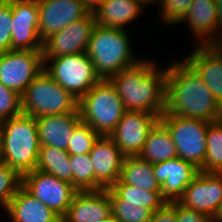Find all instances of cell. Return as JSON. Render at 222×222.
I'll return each instance as SVG.
<instances>
[{"instance_id":"obj_5","label":"cell","mask_w":222,"mask_h":222,"mask_svg":"<svg viewBox=\"0 0 222 222\" xmlns=\"http://www.w3.org/2000/svg\"><path fill=\"white\" fill-rule=\"evenodd\" d=\"M78 111L81 121L102 136H110L126 112L109 79H101L78 100Z\"/></svg>"},{"instance_id":"obj_35","label":"cell","mask_w":222,"mask_h":222,"mask_svg":"<svg viewBox=\"0 0 222 222\" xmlns=\"http://www.w3.org/2000/svg\"><path fill=\"white\" fill-rule=\"evenodd\" d=\"M11 0H0V53L11 50Z\"/></svg>"},{"instance_id":"obj_13","label":"cell","mask_w":222,"mask_h":222,"mask_svg":"<svg viewBox=\"0 0 222 222\" xmlns=\"http://www.w3.org/2000/svg\"><path fill=\"white\" fill-rule=\"evenodd\" d=\"M159 120L160 117L154 113L126 111L110 137L125 156H137Z\"/></svg>"},{"instance_id":"obj_3","label":"cell","mask_w":222,"mask_h":222,"mask_svg":"<svg viewBox=\"0 0 222 222\" xmlns=\"http://www.w3.org/2000/svg\"><path fill=\"white\" fill-rule=\"evenodd\" d=\"M41 148L34 117L19 114L5 119L0 140V161L21 177L36 169Z\"/></svg>"},{"instance_id":"obj_33","label":"cell","mask_w":222,"mask_h":222,"mask_svg":"<svg viewBox=\"0 0 222 222\" xmlns=\"http://www.w3.org/2000/svg\"><path fill=\"white\" fill-rule=\"evenodd\" d=\"M112 215L121 222H149L152 212L132 204H111Z\"/></svg>"},{"instance_id":"obj_22","label":"cell","mask_w":222,"mask_h":222,"mask_svg":"<svg viewBox=\"0 0 222 222\" xmlns=\"http://www.w3.org/2000/svg\"><path fill=\"white\" fill-rule=\"evenodd\" d=\"M6 213L12 222H61V217L22 185L9 202Z\"/></svg>"},{"instance_id":"obj_21","label":"cell","mask_w":222,"mask_h":222,"mask_svg":"<svg viewBox=\"0 0 222 222\" xmlns=\"http://www.w3.org/2000/svg\"><path fill=\"white\" fill-rule=\"evenodd\" d=\"M41 146L67 151L73 130L81 122L79 112L35 118Z\"/></svg>"},{"instance_id":"obj_8","label":"cell","mask_w":222,"mask_h":222,"mask_svg":"<svg viewBox=\"0 0 222 222\" xmlns=\"http://www.w3.org/2000/svg\"><path fill=\"white\" fill-rule=\"evenodd\" d=\"M160 121L171 133L178 157L200 169L206 156V134L211 122L188 119L167 112L160 116Z\"/></svg>"},{"instance_id":"obj_31","label":"cell","mask_w":222,"mask_h":222,"mask_svg":"<svg viewBox=\"0 0 222 222\" xmlns=\"http://www.w3.org/2000/svg\"><path fill=\"white\" fill-rule=\"evenodd\" d=\"M22 185V177L5 162L0 161V206L7 210L9 202Z\"/></svg>"},{"instance_id":"obj_28","label":"cell","mask_w":222,"mask_h":222,"mask_svg":"<svg viewBox=\"0 0 222 222\" xmlns=\"http://www.w3.org/2000/svg\"><path fill=\"white\" fill-rule=\"evenodd\" d=\"M206 146L204 164L199 171L222 173V119L208 125Z\"/></svg>"},{"instance_id":"obj_9","label":"cell","mask_w":222,"mask_h":222,"mask_svg":"<svg viewBox=\"0 0 222 222\" xmlns=\"http://www.w3.org/2000/svg\"><path fill=\"white\" fill-rule=\"evenodd\" d=\"M43 69L42 51L10 50L0 53V82L19 95Z\"/></svg>"},{"instance_id":"obj_38","label":"cell","mask_w":222,"mask_h":222,"mask_svg":"<svg viewBox=\"0 0 222 222\" xmlns=\"http://www.w3.org/2000/svg\"><path fill=\"white\" fill-rule=\"evenodd\" d=\"M219 14V41L222 40V0H215Z\"/></svg>"},{"instance_id":"obj_15","label":"cell","mask_w":222,"mask_h":222,"mask_svg":"<svg viewBox=\"0 0 222 222\" xmlns=\"http://www.w3.org/2000/svg\"><path fill=\"white\" fill-rule=\"evenodd\" d=\"M11 50L42 51L37 0H11Z\"/></svg>"},{"instance_id":"obj_41","label":"cell","mask_w":222,"mask_h":222,"mask_svg":"<svg viewBox=\"0 0 222 222\" xmlns=\"http://www.w3.org/2000/svg\"><path fill=\"white\" fill-rule=\"evenodd\" d=\"M213 222H222V203L220 205V208H219L217 214L213 218Z\"/></svg>"},{"instance_id":"obj_42","label":"cell","mask_w":222,"mask_h":222,"mask_svg":"<svg viewBox=\"0 0 222 222\" xmlns=\"http://www.w3.org/2000/svg\"><path fill=\"white\" fill-rule=\"evenodd\" d=\"M102 222H121V221L117 219L116 217H114L113 215H110L107 219H105Z\"/></svg>"},{"instance_id":"obj_36","label":"cell","mask_w":222,"mask_h":222,"mask_svg":"<svg viewBox=\"0 0 222 222\" xmlns=\"http://www.w3.org/2000/svg\"><path fill=\"white\" fill-rule=\"evenodd\" d=\"M176 222H213V219L176 201Z\"/></svg>"},{"instance_id":"obj_39","label":"cell","mask_w":222,"mask_h":222,"mask_svg":"<svg viewBox=\"0 0 222 222\" xmlns=\"http://www.w3.org/2000/svg\"><path fill=\"white\" fill-rule=\"evenodd\" d=\"M222 57V40L209 44Z\"/></svg>"},{"instance_id":"obj_2","label":"cell","mask_w":222,"mask_h":222,"mask_svg":"<svg viewBox=\"0 0 222 222\" xmlns=\"http://www.w3.org/2000/svg\"><path fill=\"white\" fill-rule=\"evenodd\" d=\"M154 62L142 59L109 79L126 111H143L159 117L165 112L167 67L159 69Z\"/></svg>"},{"instance_id":"obj_14","label":"cell","mask_w":222,"mask_h":222,"mask_svg":"<svg viewBox=\"0 0 222 222\" xmlns=\"http://www.w3.org/2000/svg\"><path fill=\"white\" fill-rule=\"evenodd\" d=\"M177 201L213 219L222 203V173L199 171Z\"/></svg>"},{"instance_id":"obj_44","label":"cell","mask_w":222,"mask_h":222,"mask_svg":"<svg viewBox=\"0 0 222 222\" xmlns=\"http://www.w3.org/2000/svg\"><path fill=\"white\" fill-rule=\"evenodd\" d=\"M3 119L0 118V140H1V134H2V126H3Z\"/></svg>"},{"instance_id":"obj_12","label":"cell","mask_w":222,"mask_h":222,"mask_svg":"<svg viewBox=\"0 0 222 222\" xmlns=\"http://www.w3.org/2000/svg\"><path fill=\"white\" fill-rule=\"evenodd\" d=\"M95 25L96 18L93 11L86 17L73 21L43 42V58H56L86 52Z\"/></svg>"},{"instance_id":"obj_11","label":"cell","mask_w":222,"mask_h":222,"mask_svg":"<svg viewBox=\"0 0 222 222\" xmlns=\"http://www.w3.org/2000/svg\"><path fill=\"white\" fill-rule=\"evenodd\" d=\"M37 5L42 42L92 11L84 0H38Z\"/></svg>"},{"instance_id":"obj_6","label":"cell","mask_w":222,"mask_h":222,"mask_svg":"<svg viewBox=\"0 0 222 222\" xmlns=\"http://www.w3.org/2000/svg\"><path fill=\"white\" fill-rule=\"evenodd\" d=\"M22 113L34 118L78 111V99L43 69L21 95Z\"/></svg>"},{"instance_id":"obj_37","label":"cell","mask_w":222,"mask_h":222,"mask_svg":"<svg viewBox=\"0 0 222 222\" xmlns=\"http://www.w3.org/2000/svg\"><path fill=\"white\" fill-rule=\"evenodd\" d=\"M149 222H176V201L165 202L152 213Z\"/></svg>"},{"instance_id":"obj_43","label":"cell","mask_w":222,"mask_h":222,"mask_svg":"<svg viewBox=\"0 0 222 222\" xmlns=\"http://www.w3.org/2000/svg\"><path fill=\"white\" fill-rule=\"evenodd\" d=\"M138 1H140L142 4H144L146 8H147V6H149V4H153V3L157 2V0H138Z\"/></svg>"},{"instance_id":"obj_16","label":"cell","mask_w":222,"mask_h":222,"mask_svg":"<svg viewBox=\"0 0 222 222\" xmlns=\"http://www.w3.org/2000/svg\"><path fill=\"white\" fill-rule=\"evenodd\" d=\"M88 154L95 172V191L110 188L119 180L125 155L110 136L102 135Z\"/></svg>"},{"instance_id":"obj_34","label":"cell","mask_w":222,"mask_h":222,"mask_svg":"<svg viewBox=\"0 0 222 222\" xmlns=\"http://www.w3.org/2000/svg\"><path fill=\"white\" fill-rule=\"evenodd\" d=\"M21 113V95L0 82V118L5 120Z\"/></svg>"},{"instance_id":"obj_18","label":"cell","mask_w":222,"mask_h":222,"mask_svg":"<svg viewBox=\"0 0 222 222\" xmlns=\"http://www.w3.org/2000/svg\"><path fill=\"white\" fill-rule=\"evenodd\" d=\"M181 23L189 26L197 40L195 45H209L219 41V14L215 0H193L179 25Z\"/></svg>"},{"instance_id":"obj_20","label":"cell","mask_w":222,"mask_h":222,"mask_svg":"<svg viewBox=\"0 0 222 222\" xmlns=\"http://www.w3.org/2000/svg\"><path fill=\"white\" fill-rule=\"evenodd\" d=\"M184 60L199 74L222 106V57L210 45H197Z\"/></svg>"},{"instance_id":"obj_23","label":"cell","mask_w":222,"mask_h":222,"mask_svg":"<svg viewBox=\"0 0 222 222\" xmlns=\"http://www.w3.org/2000/svg\"><path fill=\"white\" fill-rule=\"evenodd\" d=\"M144 6L138 0H103L92 11L97 25L126 29L125 25L142 16Z\"/></svg>"},{"instance_id":"obj_19","label":"cell","mask_w":222,"mask_h":222,"mask_svg":"<svg viewBox=\"0 0 222 222\" xmlns=\"http://www.w3.org/2000/svg\"><path fill=\"white\" fill-rule=\"evenodd\" d=\"M112 215L108 188L78 191L61 222H102Z\"/></svg>"},{"instance_id":"obj_1","label":"cell","mask_w":222,"mask_h":222,"mask_svg":"<svg viewBox=\"0 0 222 222\" xmlns=\"http://www.w3.org/2000/svg\"><path fill=\"white\" fill-rule=\"evenodd\" d=\"M167 66L165 112L207 122L222 119V106L184 59Z\"/></svg>"},{"instance_id":"obj_27","label":"cell","mask_w":222,"mask_h":222,"mask_svg":"<svg viewBox=\"0 0 222 222\" xmlns=\"http://www.w3.org/2000/svg\"><path fill=\"white\" fill-rule=\"evenodd\" d=\"M36 169L73 185L72 165L67 151L52 146H41Z\"/></svg>"},{"instance_id":"obj_7","label":"cell","mask_w":222,"mask_h":222,"mask_svg":"<svg viewBox=\"0 0 222 222\" xmlns=\"http://www.w3.org/2000/svg\"><path fill=\"white\" fill-rule=\"evenodd\" d=\"M43 62L51 78L78 100L101 80L86 52L43 58Z\"/></svg>"},{"instance_id":"obj_40","label":"cell","mask_w":222,"mask_h":222,"mask_svg":"<svg viewBox=\"0 0 222 222\" xmlns=\"http://www.w3.org/2000/svg\"><path fill=\"white\" fill-rule=\"evenodd\" d=\"M86 5L93 10L103 0H84Z\"/></svg>"},{"instance_id":"obj_30","label":"cell","mask_w":222,"mask_h":222,"mask_svg":"<svg viewBox=\"0 0 222 222\" xmlns=\"http://www.w3.org/2000/svg\"><path fill=\"white\" fill-rule=\"evenodd\" d=\"M100 135L88 124L80 122L73 130L67 147L69 155L88 154Z\"/></svg>"},{"instance_id":"obj_25","label":"cell","mask_w":222,"mask_h":222,"mask_svg":"<svg viewBox=\"0 0 222 222\" xmlns=\"http://www.w3.org/2000/svg\"><path fill=\"white\" fill-rule=\"evenodd\" d=\"M108 194L111 204H132L137 207L149 209L152 213L160 208L165 202L161 192L144 191L143 189L116 181Z\"/></svg>"},{"instance_id":"obj_4","label":"cell","mask_w":222,"mask_h":222,"mask_svg":"<svg viewBox=\"0 0 222 222\" xmlns=\"http://www.w3.org/2000/svg\"><path fill=\"white\" fill-rule=\"evenodd\" d=\"M130 40L126 29L95 25L86 54L100 79H110L142 60L133 55Z\"/></svg>"},{"instance_id":"obj_26","label":"cell","mask_w":222,"mask_h":222,"mask_svg":"<svg viewBox=\"0 0 222 222\" xmlns=\"http://www.w3.org/2000/svg\"><path fill=\"white\" fill-rule=\"evenodd\" d=\"M139 156L152 164L178 157L171 133L160 120L150 130Z\"/></svg>"},{"instance_id":"obj_17","label":"cell","mask_w":222,"mask_h":222,"mask_svg":"<svg viewBox=\"0 0 222 222\" xmlns=\"http://www.w3.org/2000/svg\"><path fill=\"white\" fill-rule=\"evenodd\" d=\"M153 172L161 185L162 197L171 202L177 201L183 195L199 169L177 157L153 164Z\"/></svg>"},{"instance_id":"obj_24","label":"cell","mask_w":222,"mask_h":222,"mask_svg":"<svg viewBox=\"0 0 222 222\" xmlns=\"http://www.w3.org/2000/svg\"><path fill=\"white\" fill-rule=\"evenodd\" d=\"M119 180L144 191L161 192V185L154 176L153 164L137 156H125Z\"/></svg>"},{"instance_id":"obj_29","label":"cell","mask_w":222,"mask_h":222,"mask_svg":"<svg viewBox=\"0 0 222 222\" xmlns=\"http://www.w3.org/2000/svg\"><path fill=\"white\" fill-rule=\"evenodd\" d=\"M73 186L78 191H95V172L89 154L70 155Z\"/></svg>"},{"instance_id":"obj_10","label":"cell","mask_w":222,"mask_h":222,"mask_svg":"<svg viewBox=\"0 0 222 222\" xmlns=\"http://www.w3.org/2000/svg\"><path fill=\"white\" fill-rule=\"evenodd\" d=\"M22 186L61 218L78 192L69 182L38 169L22 176Z\"/></svg>"},{"instance_id":"obj_32","label":"cell","mask_w":222,"mask_h":222,"mask_svg":"<svg viewBox=\"0 0 222 222\" xmlns=\"http://www.w3.org/2000/svg\"><path fill=\"white\" fill-rule=\"evenodd\" d=\"M192 2L193 0H157L156 4L161 11L158 13L161 22L167 26L179 24L187 14Z\"/></svg>"}]
</instances>
